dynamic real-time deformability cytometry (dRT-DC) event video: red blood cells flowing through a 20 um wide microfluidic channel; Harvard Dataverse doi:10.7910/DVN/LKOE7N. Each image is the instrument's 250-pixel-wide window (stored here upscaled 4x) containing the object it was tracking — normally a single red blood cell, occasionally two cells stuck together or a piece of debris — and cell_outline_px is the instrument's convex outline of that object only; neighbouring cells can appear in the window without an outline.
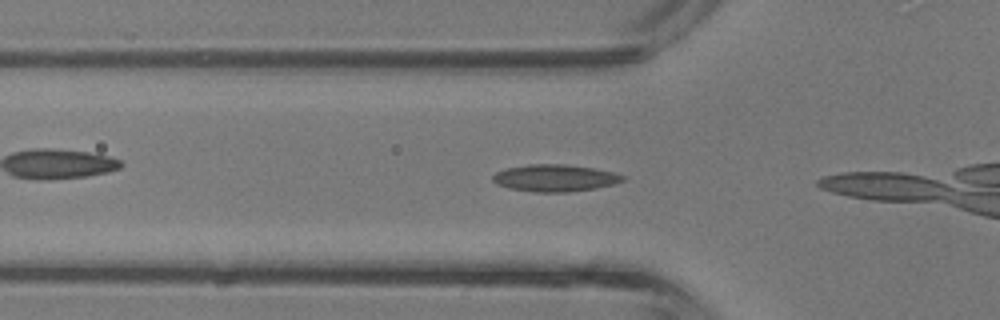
{"species": "common noctule bat (a hibernating species)", "species_latin": "Nyctalus noctula", "temperature_condition": "room temperature", "stored_images_in_passage": 8, "camera_frame_rate_fps": 3000, "um_per_image_px": 0.085, "animal": {"sex": "male", "body_mass_g": 13.3}, "frame": {"image": 1, "passage_image": 6, "time_ms": 1.667, "image_size_px": [1000, 320], "cell_outline_px": [[624, 180], [612, 184], [596, 188], [568, 192], [536, 192], [508, 188], [496, 184], [492, 180], [492, 176], [496, 172], [508, 168], [528, 164], [564, 164], [592, 168], [612, 172], [624, 176]], "centroid_in_image_um": [47.12, 15.13], "position_along_channel_um": 78.7, "area_um2": 20.29}}